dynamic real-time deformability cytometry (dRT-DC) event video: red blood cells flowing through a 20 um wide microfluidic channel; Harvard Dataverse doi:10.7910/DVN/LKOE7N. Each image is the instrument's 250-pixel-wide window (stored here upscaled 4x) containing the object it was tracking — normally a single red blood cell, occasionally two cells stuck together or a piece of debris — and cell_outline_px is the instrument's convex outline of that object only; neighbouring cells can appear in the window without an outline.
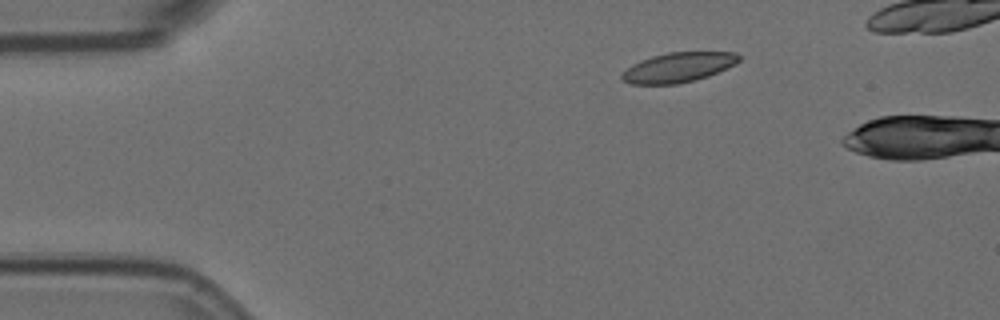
{"species": "Egyptian fruit bat (a non-hibernating species)", "species_latin": "Rousettus aegyptiacus", "temperature_condition": "room temperature", "stored_images_in_passage": 4, "camera_frame_rate_fps": 3000, "um_per_image_px": 0.085, "animal": {"sex": "female"}, "frame": {"image": 1, "passage_image": 2, "time_ms": 0.333, "image_size_px": [1000, 320], "cell_outline_px": [[744, 56], [736, 64], [728, 68], [708, 76], [696, 80], [680, 84], [628, 84], [620, 76], [632, 64], [640, 60], [652, 56], [668, 52], [736, 52]], "centroid_in_image_um": [57.71, 5.72], "position_along_channel_um": 27.3, "area_um2": 20.52}}